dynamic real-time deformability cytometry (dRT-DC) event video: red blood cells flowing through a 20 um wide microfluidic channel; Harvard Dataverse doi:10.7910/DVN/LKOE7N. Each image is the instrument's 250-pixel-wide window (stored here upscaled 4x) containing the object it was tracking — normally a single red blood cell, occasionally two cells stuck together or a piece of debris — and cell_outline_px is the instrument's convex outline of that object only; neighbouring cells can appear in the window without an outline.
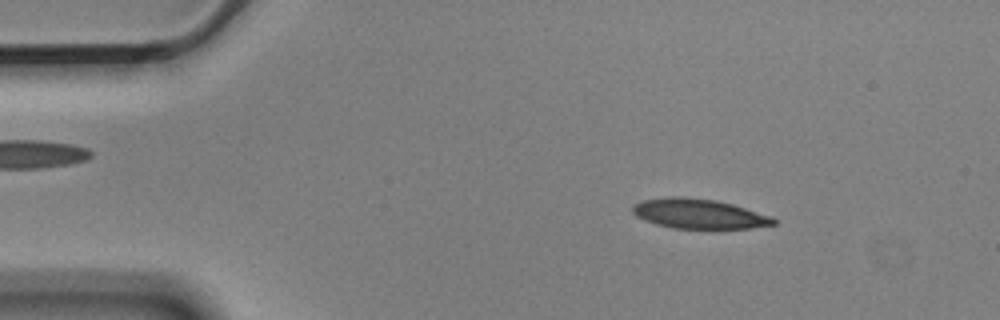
{"species": "Egyptian fruit bat (a non-hibernating species)", "species_latin": "Rousettus aegyptiacus", "temperature_condition": "cold", "stored_images_in_passage": 54, "camera_frame_rate_fps": 3000, "um_per_image_px": 0.085, "animal": {"sex": "male"}, "frame": {"image": 1, "passage_image": 7, "time_ms": 2.0, "image_size_px": [1000, 320], "cell_outline_px": [[776, 224], [752, 228], [716, 232], [672, 228], [656, 224], [644, 220], [636, 216], [632, 212], [632, 208], [636, 204], [644, 200], [676, 196], [716, 200], [732, 204], [768, 216], [776, 220]], "centroid_in_image_um": [59.44, 18.24], "position_along_channel_um": 25.6, "area_um2": 25.09}}
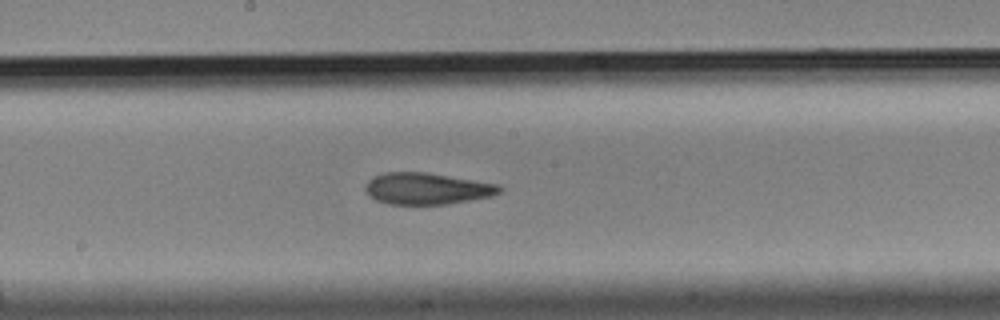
{"frame": {"image": 2, "passage_image": 28, "time_ms": 9.0, "image_size_px": [1000, 320], "cell_outline_px": [[504, 188], [500, 192], [492, 196], [448, 204], [388, 204], [376, 200], [364, 192], [364, 188], [368, 180], [372, 176], [384, 172], [424, 172], [500, 184]], "centroid_in_image_um": [36.27, 16.03], "position_along_channel_um": 211.9, "area_um2": 24.85}}
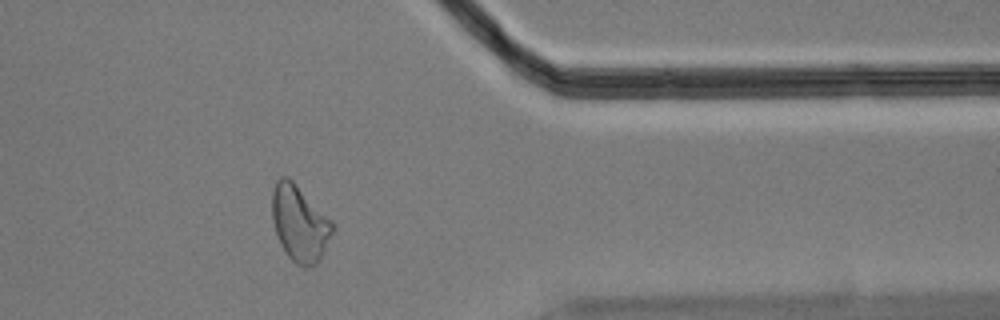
{"frame": {"image": 3, "passage_image": 44, "time_ms": 14.333, "image_size_px": [1000, 320], "cell_outline_px": [[336, 224], [324, 252], [320, 260], [316, 264], [308, 268], [304, 268], [296, 264], [288, 256], [280, 244], [272, 220], [272, 192], [276, 180], [280, 176], [288, 176]], "centroid_in_image_um": [25.47, 19.0], "position_along_channel_um": 385.9, "area_um2": 26.93}, "authors_computed_cell_mechanics": {"area_um2": 25.2586, "velocity_mm_per_s": 3.5451, "shape_relaxation_time_tau1_ms": 6.3016, "shape_relaxation_time_tau2_ms": 3.8159, "deformation_change_tau1": 0.1607, "deformation_change_tau2": 0.1154}}